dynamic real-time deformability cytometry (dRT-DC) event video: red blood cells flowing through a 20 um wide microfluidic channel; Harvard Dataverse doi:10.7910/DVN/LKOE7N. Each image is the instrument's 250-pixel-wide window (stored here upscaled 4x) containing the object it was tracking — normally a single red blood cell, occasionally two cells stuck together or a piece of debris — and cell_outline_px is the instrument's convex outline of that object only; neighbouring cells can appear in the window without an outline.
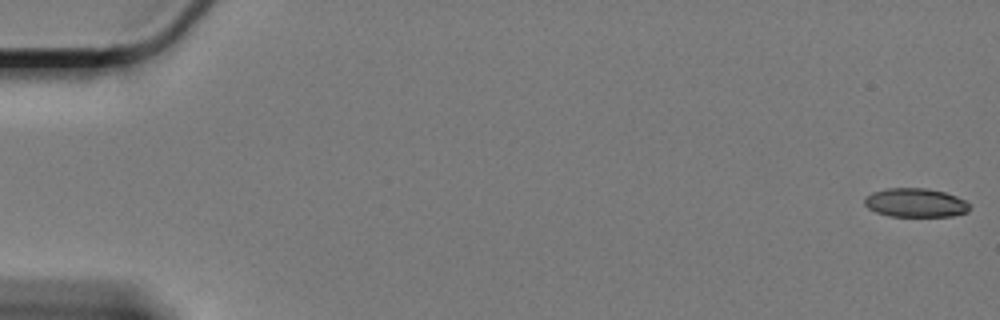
{"species": "Egyptian fruit bat (a non-hibernating species)", "species_latin": "Rousettus aegyptiacus", "temperature_condition": "cold", "stored_images_in_passage": 62, "camera_frame_rate_fps": 3000, "um_per_image_px": 0.085, "animal": {"sex": "female"}, "frame": {"image": 1, "passage_image": 1, "time_ms": 0.0, "image_size_px": [1000, 320], "cell_outline_px": [[968, 212], [952, 216], [888, 216], [876, 212], [868, 208], [864, 204], [864, 196], [872, 192], [888, 188], [928, 188], [944, 192], [956, 196], [964, 200], [968, 204]], "centroid_in_image_um": [77.77, 17.23], "position_along_channel_um": 7.2, "area_um2": 17.69}}
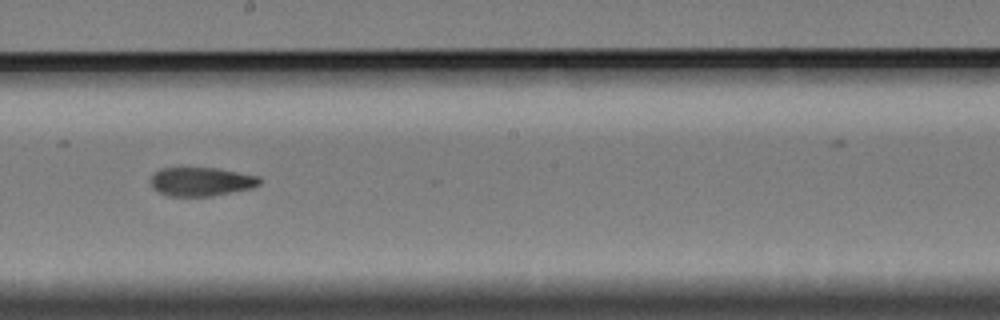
{"frame": {"image": 2, "passage_image": 35, "time_ms": 11.333, "image_size_px": [1000, 320], "cell_outline_px": [[260, 184], [252, 188], [212, 196], [168, 196], [152, 188], [152, 176], [160, 168], [216, 168], [260, 176]], "centroid_in_image_um": [17.12, 15.44], "position_along_channel_um": 231.1, "area_um2": 18.15}}
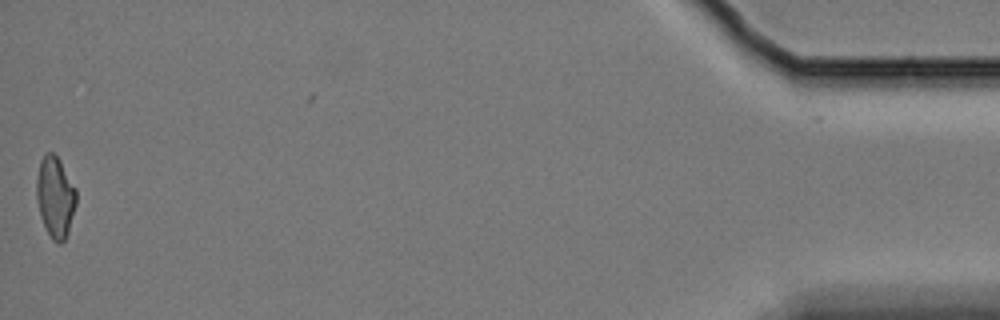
{"frame": {"image": 3, "passage_image": 61, "time_ms": 20.0, "image_size_px": [1000, 320], "cell_outline_px": [[76, 204], [68, 232], [64, 240], [60, 244], [52, 240], [40, 216], [36, 200], [36, 180], [40, 160], [48, 152], [52, 152], [60, 160], [76, 188]], "centroid_in_image_um": [4.69, 16.74], "position_along_channel_um": 430.5, "area_um2": 18.73}, "authors_computed_cell_mechanics": {"area_um2": 18.9295, "velocity_mm_per_s": 3.3312, "shape_relaxation_time_tau1_ms": 11.3451, "shape_relaxation_time_tau2_ms": 4.5778, "deformation_change_tau1": 0.2323, "deformation_change_tau2": 0.121}}